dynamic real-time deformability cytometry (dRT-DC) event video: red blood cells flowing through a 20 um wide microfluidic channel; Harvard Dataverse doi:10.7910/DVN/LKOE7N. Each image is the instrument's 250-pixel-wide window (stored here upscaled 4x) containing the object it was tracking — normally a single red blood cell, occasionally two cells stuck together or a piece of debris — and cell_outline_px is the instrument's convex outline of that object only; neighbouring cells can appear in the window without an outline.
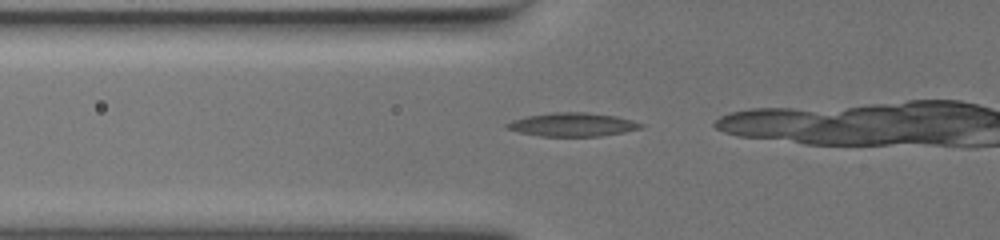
{"species": "common noctule bat (a hibernating species)", "species_latin": "Nyctalus noctula", "temperature_condition": "warm", "stored_images_in_passage": 19, "camera_frame_rate_fps": 3000, "um_per_image_px": 0.085, "animal": {"sex": "female", "body_mass_g": 19.5, "forearm_length_mm": 54.1}, "frame": {"image": 1, "passage_image": 15, "time_ms": 4.667, "image_size_px": [1000, 240], "cell_outline_px": [[644, 124], [640, 128], [624, 132], [600, 136], [540, 136], [520, 132], [508, 128], [504, 124], [512, 120], [528, 116], [556, 112], [584, 112], [616, 116]], "centroid_in_image_um": [48.66, 10.59], "position_along_channel_um": 77.1, "area_um2": 18.09}}
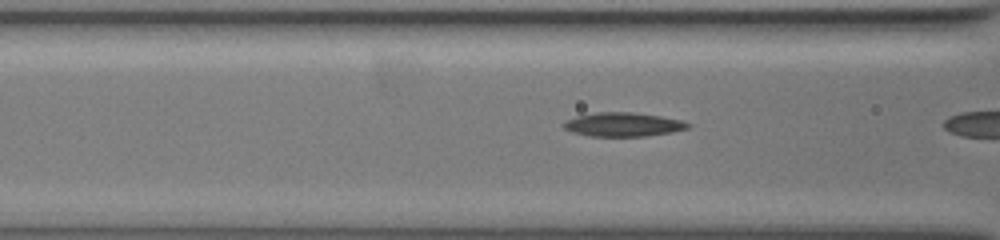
{"frame": {"image": 2, "passage_image": 18, "time_ms": 5.667, "image_size_px": [1000, 240], "cell_outline_px": [[688, 128], [672, 132], [644, 136], [592, 136], [576, 132], [564, 128], [564, 124], [568, 120], [576, 116], [596, 112], [632, 112], [660, 116], [680, 120], [688, 124]], "centroid_in_image_um": [52.97, 10.57], "position_along_channel_um": 113.6, "area_um2": 16.88}}